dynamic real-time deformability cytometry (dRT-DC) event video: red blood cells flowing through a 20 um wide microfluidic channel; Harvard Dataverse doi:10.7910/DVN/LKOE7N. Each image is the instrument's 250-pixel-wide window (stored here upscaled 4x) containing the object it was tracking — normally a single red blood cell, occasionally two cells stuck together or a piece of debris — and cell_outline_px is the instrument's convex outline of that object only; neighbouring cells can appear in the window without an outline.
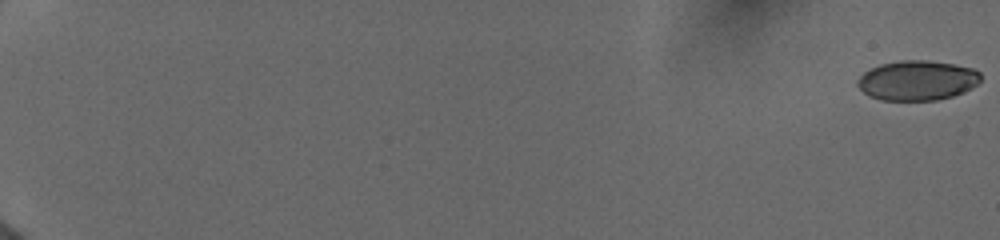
{"species": "human", "species_latin": "Homo sapiens", "temperature_condition": "cold", "stored_images_in_passage": 77, "camera_frame_rate_fps": 3000, "um_per_image_px": 0.085, "donor": {"sex": "female"}, "frame": {"image": 1, "passage_image": 1, "time_ms": 0.0, "image_size_px": [1000, 240], "cell_outline_px": [[980, 80], [976, 84], [964, 92], [952, 96], [936, 100], [880, 100], [868, 96], [856, 84], [856, 80], [864, 72], [880, 64], [900, 60], [928, 60], [956, 64], [972, 68], [980, 72]], "centroid_in_image_um": [77.95, 6.83], "position_along_channel_um": 7.1, "area_um2": 28.67}}
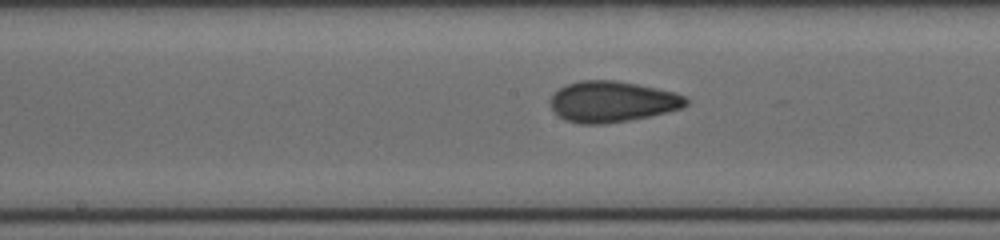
{"frame": {"image": 2, "passage_image": 42, "time_ms": 10.667, "image_size_px": [1000, 240], "cell_outline_px": [[688, 104], [684, 108], [648, 116], [628, 120], [604, 124], [580, 124], [564, 120], [552, 108], [548, 100], [560, 88], [568, 84], [580, 80], [616, 80], [676, 92], [684, 96], [688, 100]], "centroid_in_image_um": [52.04, 8.64], "position_along_channel_um": 196.2, "area_um2": 32.31}}
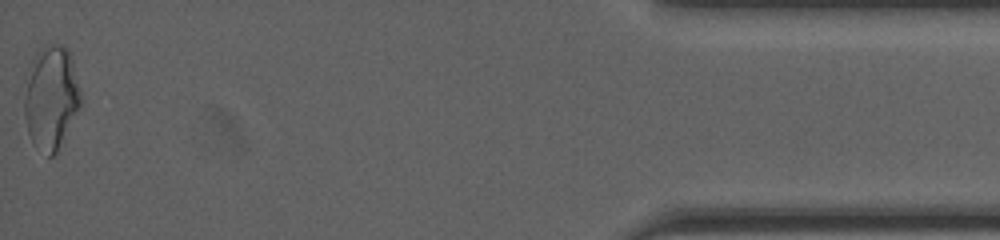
{"frame": {"image": 3, "passage_image": 76, "time_ms": 18.333, "image_size_px": [1000, 240], "cell_outline_px": [[84, 104], [56, 152], [52, 156], [48, 156], [32, 144], [28, 132], [24, 116], [24, 100], [32, 60], [36, 52], [52, 44], [64, 44], [68, 48], [72, 60]], "centroid_in_image_um": [4.38, 8.33], "position_along_channel_um": 430.8, "area_um2": 34.16}, "authors_computed_cell_mechanics": {"area_um2": 30.9808, "velocity_mm_per_s": 3.9721, "shape_relaxation_time_tau1_ms": 6.6578, "shape_relaxation_time_tau2_ms": 1.329, "deformation_change_tau1": 0.1465, "deformation_change_tau2": 0.0759}}